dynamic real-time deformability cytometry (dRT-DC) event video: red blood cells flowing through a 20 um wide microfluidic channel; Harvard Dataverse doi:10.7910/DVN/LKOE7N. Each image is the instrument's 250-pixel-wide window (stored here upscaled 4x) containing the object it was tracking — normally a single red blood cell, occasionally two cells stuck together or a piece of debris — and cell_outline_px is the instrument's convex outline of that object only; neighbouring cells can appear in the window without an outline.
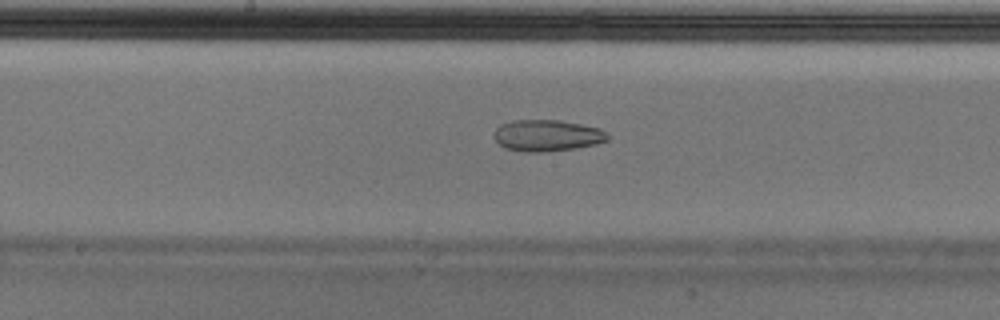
{"species": "Egyptian fruit bat (a non-hibernating species)", "species_latin": "Rousettus aegyptiacus", "temperature_condition": "cold", "stored_images_in_passage": 50, "camera_frame_rate_fps": 3000, "um_per_image_px": 0.085, "animal": {"sex": "male"}, "frame": {"image": 1, "passage_image": 24, "time_ms": 7.667, "image_size_px": [1000, 320], "cell_outline_px": [[608, 140], [596, 144], [576, 148], [540, 152], [524, 152], [504, 148], [492, 136], [492, 132], [500, 124], [512, 120], [560, 120], [600, 128], [608, 132]], "centroid_in_image_um": [46.48, 11.51], "position_along_channel_um": 201.7, "area_um2": 21.04}}
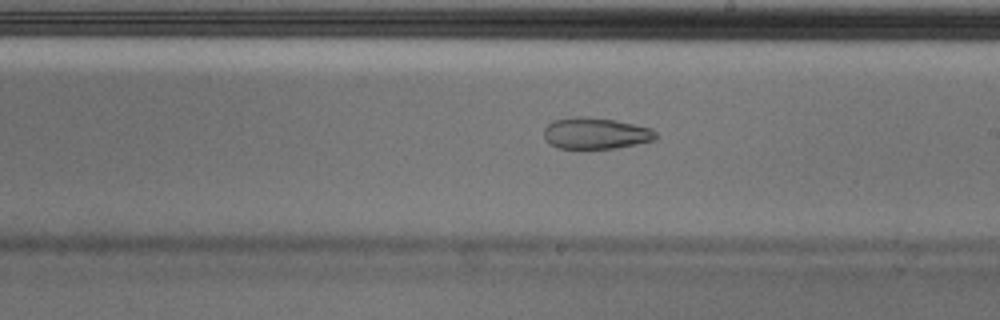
{"frame": {"image": 2, "passage_image": 27, "time_ms": 8.667, "image_size_px": [1000, 320], "cell_outline_px": [[656, 140], [616, 148], [560, 148], [552, 144], [544, 136], [544, 128], [552, 120], [576, 116], [588, 116], [616, 120], [652, 128], [656, 132]], "centroid_in_image_um": [50.65, 11.31], "position_along_channel_um": 238.3, "area_um2": 20.46}}
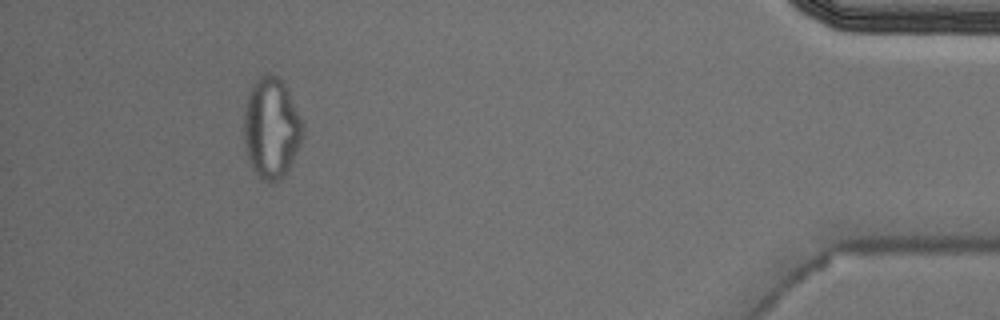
{"frame": {"image": 3, "passage_image": 46, "time_ms": 15.0, "image_size_px": [1000, 320], "cell_outline_px": [[304, 132], [300, 144], [284, 176], [268, 184], [260, 180], [252, 168], [248, 160], [244, 144], [244, 108], [248, 92], [252, 84], [264, 72], [268, 72], [284, 80], [304, 124]], "centroid_in_image_um": [23.05, 10.85], "position_along_channel_um": 412.1, "area_um2": 35.2}, "authors_computed_cell_mechanics": {"area_um2": 23.4957, "velocity_mm_per_s": 3.6955, "shape_relaxation_time_tau1_ms": null, "shape_relaxation_time_tau2_ms": 5.1747, "deformation_change_tau1": null, "deformation_change_tau2": 0.1191}}